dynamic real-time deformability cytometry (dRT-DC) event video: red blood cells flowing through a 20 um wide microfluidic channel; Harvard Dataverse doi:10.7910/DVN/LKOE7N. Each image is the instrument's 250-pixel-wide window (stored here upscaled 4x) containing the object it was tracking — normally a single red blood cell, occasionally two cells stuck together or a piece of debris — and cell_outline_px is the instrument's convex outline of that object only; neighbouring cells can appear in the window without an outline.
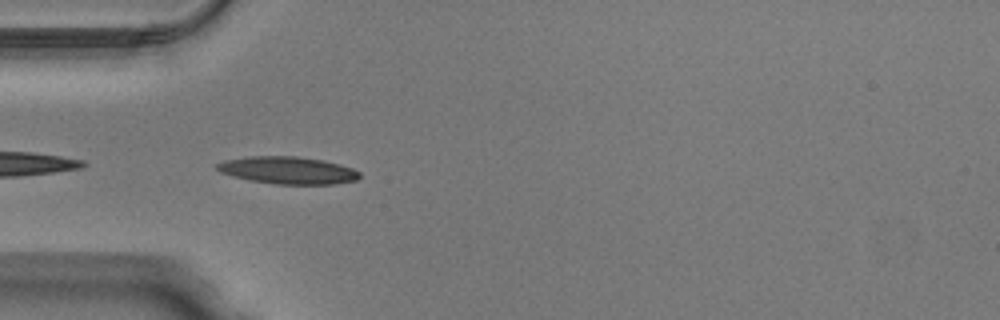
{"species": "Egyptian fruit bat (a non-hibernating species)", "species_latin": "Rousettus aegyptiacus", "temperature_condition": "warm", "stored_images_in_passage": 21, "camera_frame_rate_fps": 3000, "um_per_image_px": 0.085, "animal": {"sex": "male"}, "frame": {"image": 1, "passage_image": 1, "time_ms": 0.0, "image_size_px": [1000, 320], "cell_outline_px": [[360, 176], [356, 180], [332, 184], [276, 184], [252, 180], [220, 172], [216, 168], [216, 164], [224, 160], [252, 156], [296, 156], [324, 160], [340, 164], [352, 168], [360, 172]], "centroid_in_image_um": [24.5, 14.46], "position_along_channel_um": 60.5, "area_um2": 22.48}}
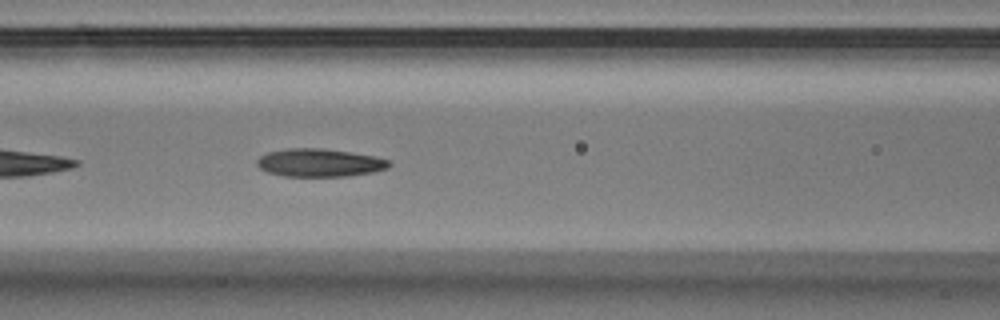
{"frame": {"image": 2, "passage_image": 7, "time_ms": 2.0, "image_size_px": [1000, 320], "cell_outline_px": [[392, 164], [388, 168], [372, 172], [348, 176], [284, 176], [268, 172], [260, 168], [256, 164], [256, 160], [260, 156], [268, 152], [288, 148], [324, 148], [376, 156], [388, 160]], "centroid_in_image_um": [27.16, 13.82], "position_along_channel_um": 139.4, "area_um2": 21.62}}
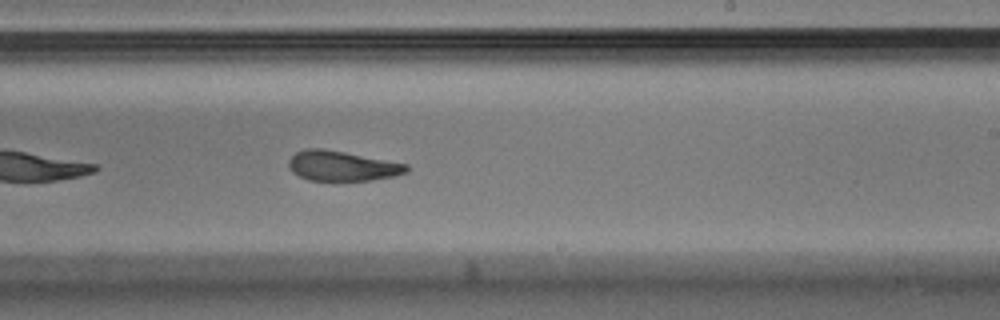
{"frame": {"image": 3, "passage_image": 16, "time_ms": 5.0, "image_size_px": [1000, 320], "cell_outline_px": [[408, 172], [392, 176], [372, 180], [308, 180], [292, 172], [288, 164], [288, 160], [296, 152], [304, 148], [324, 148], [408, 164]], "centroid_in_image_um": [29.05, 14.09], "position_along_channel_um": 259.9, "area_um2": 20.52}}